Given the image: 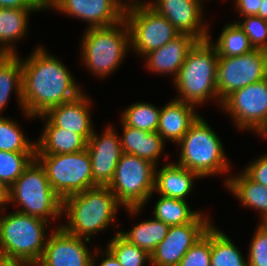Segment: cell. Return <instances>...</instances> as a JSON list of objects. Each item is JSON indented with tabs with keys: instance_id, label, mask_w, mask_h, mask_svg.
<instances>
[{
	"instance_id": "obj_9",
	"label": "cell",
	"mask_w": 267,
	"mask_h": 266,
	"mask_svg": "<svg viewBox=\"0 0 267 266\" xmlns=\"http://www.w3.org/2000/svg\"><path fill=\"white\" fill-rule=\"evenodd\" d=\"M35 158L62 200L93 187L92 163L87 149L77 153L35 154Z\"/></svg>"
},
{
	"instance_id": "obj_25",
	"label": "cell",
	"mask_w": 267,
	"mask_h": 266,
	"mask_svg": "<svg viewBox=\"0 0 267 266\" xmlns=\"http://www.w3.org/2000/svg\"><path fill=\"white\" fill-rule=\"evenodd\" d=\"M225 187L233 194L243 207L259 211L262 221L267 217V187L252 180L243 170L230 175Z\"/></svg>"
},
{
	"instance_id": "obj_37",
	"label": "cell",
	"mask_w": 267,
	"mask_h": 266,
	"mask_svg": "<svg viewBox=\"0 0 267 266\" xmlns=\"http://www.w3.org/2000/svg\"><path fill=\"white\" fill-rule=\"evenodd\" d=\"M256 227L247 254V265L267 266V231L261 224Z\"/></svg>"
},
{
	"instance_id": "obj_29",
	"label": "cell",
	"mask_w": 267,
	"mask_h": 266,
	"mask_svg": "<svg viewBox=\"0 0 267 266\" xmlns=\"http://www.w3.org/2000/svg\"><path fill=\"white\" fill-rule=\"evenodd\" d=\"M186 200L159 196L154 205V218L161 220L168 226L182 225L193 222L202 211L191 210Z\"/></svg>"
},
{
	"instance_id": "obj_43",
	"label": "cell",
	"mask_w": 267,
	"mask_h": 266,
	"mask_svg": "<svg viewBox=\"0 0 267 266\" xmlns=\"http://www.w3.org/2000/svg\"><path fill=\"white\" fill-rule=\"evenodd\" d=\"M9 188L0 180V209L7 207Z\"/></svg>"
},
{
	"instance_id": "obj_23",
	"label": "cell",
	"mask_w": 267,
	"mask_h": 266,
	"mask_svg": "<svg viewBox=\"0 0 267 266\" xmlns=\"http://www.w3.org/2000/svg\"><path fill=\"white\" fill-rule=\"evenodd\" d=\"M121 124L123 128L120 136L122 153L135 155L156 166L159 165L158 160L165 148V141L159 133L131 128L122 121Z\"/></svg>"
},
{
	"instance_id": "obj_44",
	"label": "cell",
	"mask_w": 267,
	"mask_h": 266,
	"mask_svg": "<svg viewBox=\"0 0 267 266\" xmlns=\"http://www.w3.org/2000/svg\"><path fill=\"white\" fill-rule=\"evenodd\" d=\"M0 266H37V264L28 261H7L0 259Z\"/></svg>"
},
{
	"instance_id": "obj_17",
	"label": "cell",
	"mask_w": 267,
	"mask_h": 266,
	"mask_svg": "<svg viewBox=\"0 0 267 266\" xmlns=\"http://www.w3.org/2000/svg\"><path fill=\"white\" fill-rule=\"evenodd\" d=\"M46 8L86 21L87 28L110 27L124 19L111 0H46Z\"/></svg>"
},
{
	"instance_id": "obj_39",
	"label": "cell",
	"mask_w": 267,
	"mask_h": 266,
	"mask_svg": "<svg viewBox=\"0 0 267 266\" xmlns=\"http://www.w3.org/2000/svg\"><path fill=\"white\" fill-rule=\"evenodd\" d=\"M0 8L47 9L46 0H0Z\"/></svg>"
},
{
	"instance_id": "obj_41",
	"label": "cell",
	"mask_w": 267,
	"mask_h": 266,
	"mask_svg": "<svg viewBox=\"0 0 267 266\" xmlns=\"http://www.w3.org/2000/svg\"><path fill=\"white\" fill-rule=\"evenodd\" d=\"M113 5L118 9V11L123 15H127L137 9L149 5L150 2H141V0H111Z\"/></svg>"
},
{
	"instance_id": "obj_47",
	"label": "cell",
	"mask_w": 267,
	"mask_h": 266,
	"mask_svg": "<svg viewBox=\"0 0 267 266\" xmlns=\"http://www.w3.org/2000/svg\"><path fill=\"white\" fill-rule=\"evenodd\" d=\"M263 138H267V130L262 134Z\"/></svg>"
},
{
	"instance_id": "obj_30",
	"label": "cell",
	"mask_w": 267,
	"mask_h": 266,
	"mask_svg": "<svg viewBox=\"0 0 267 266\" xmlns=\"http://www.w3.org/2000/svg\"><path fill=\"white\" fill-rule=\"evenodd\" d=\"M222 29L215 44L214 41L211 42L218 57L240 56L254 49L248 36L236 22L226 24Z\"/></svg>"
},
{
	"instance_id": "obj_18",
	"label": "cell",
	"mask_w": 267,
	"mask_h": 266,
	"mask_svg": "<svg viewBox=\"0 0 267 266\" xmlns=\"http://www.w3.org/2000/svg\"><path fill=\"white\" fill-rule=\"evenodd\" d=\"M91 102L83 92L76 99L52 107L43 115L54 126L73 131L88 141L95 131L90 114Z\"/></svg>"
},
{
	"instance_id": "obj_4",
	"label": "cell",
	"mask_w": 267,
	"mask_h": 266,
	"mask_svg": "<svg viewBox=\"0 0 267 266\" xmlns=\"http://www.w3.org/2000/svg\"><path fill=\"white\" fill-rule=\"evenodd\" d=\"M6 211V207L0 209V259L37 264L48 239L47 224L52 223L18 211L9 214Z\"/></svg>"
},
{
	"instance_id": "obj_3",
	"label": "cell",
	"mask_w": 267,
	"mask_h": 266,
	"mask_svg": "<svg viewBox=\"0 0 267 266\" xmlns=\"http://www.w3.org/2000/svg\"><path fill=\"white\" fill-rule=\"evenodd\" d=\"M210 37L208 34L206 40L197 41L188 52L173 81L179 93L175 99L198 107L212 99L222 104L217 92L218 54Z\"/></svg>"
},
{
	"instance_id": "obj_28",
	"label": "cell",
	"mask_w": 267,
	"mask_h": 266,
	"mask_svg": "<svg viewBox=\"0 0 267 266\" xmlns=\"http://www.w3.org/2000/svg\"><path fill=\"white\" fill-rule=\"evenodd\" d=\"M242 252L225 232L211 225V266H248Z\"/></svg>"
},
{
	"instance_id": "obj_36",
	"label": "cell",
	"mask_w": 267,
	"mask_h": 266,
	"mask_svg": "<svg viewBox=\"0 0 267 266\" xmlns=\"http://www.w3.org/2000/svg\"><path fill=\"white\" fill-rule=\"evenodd\" d=\"M236 22L248 36L254 49L267 51V21L259 16H244Z\"/></svg>"
},
{
	"instance_id": "obj_6",
	"label": "cell",
	"mask_w": 267,
	"mask_h": 266,
	"mask_svg": "<svg viewBox=\"0 0 267 266\" xmlns=\"http://www.w3.org/2000/svg\"><path fill=\"white\" fill-rule=\"evenodd\" d=\"M82 38V63L93 76L103 79L119 68L131 49L125 19L110 27L86 28Z\"/></svg>"
},
{
	"instance_id": "obj_7",
	"label": "cell",
	"mask_w": 267,
	"mask_h": 266,
	"mask_svg": "<svg viewBox=\"0 0 267 266\" xmlns=\"http://www.w3.org/2000/svg\"><path fill=\"white\" fill-rule=\"evenodd\" d=\"M13 203L19 205L16 211L50 223L63 217V200L50 186L44 167L36 158L9 187L7 204Z\"/></svg>"
},
{
	"instance_id": "obj_46",
	"label": "cell",
	"mask_w": 267,
	"mask_h": 266,
	"mask_svg": "<svg viewBox=\"0 0 267 266\" xmlns=\"http://www.w3.org/2000/svg\"><path fill=\"white\" fill-rule=\"evenodd\" d=\"M259 223L266 229L267 231V217L263 219L262 221H259Z\"/></svg>"
},
{
	"instance_id": "obj_38",
	"label": "cell",
	"mask_w": 267,
	"mask_h": 266,
	"mask_svg": "<svg viewBox=\"0 0 267 266\" xmlns=\"http://www.w3.org/2000/svg\"><path fill=\"white\" fill-rule=\"evenodd\" d=\"M243 171L255 182L267 187V153L254 159Z\"/></svg>"
},
{
	"instance_id": "obj_10",
	"label": "cell",
	"mask_w": 267,
	"mask_h": 266,
	"mask_svg": "<svg viewBox=\"0 0 267 266\" xmlns=\"http://www.w3.org/2000/svg\"><path fill=\"white\" fill-rule=\"evenodd\" d=\"M239 130L262 135L267 130V78L233 91L221 104Z\"/></svg>"
},
{
	"instance_id": "obj_27",
	"label": "cell",
	"mask_w": 267,
	"mask_h": 266,
	"mask_svg": "<svg viewBox=\"0 0 267 266\" xmlns=\"http://www.w3.org/2000/svg\"><path fill=\"white\" fill-rule=\"evenodd\" d=\"M135 225L131 230L119 231L129 243L147 251L150 255L167 235L169 226L154 217Z\"/></svg>"
},
{
	"instance_id": "obj_45",
	"label": "cell",
	"mask_w": 267,
	"mask_h": 266,
	"mask_svg": "<svg viewBox=\"0 0 267 266\" xmlns=\"http://www.w3.org/2000/svg\"><path fill=\"white\" fill-rule=\"evenodd\" d=\"M258 16L267 21V0L262 1Z\"/></svg>"
},
{
	"instance_id": "obj_16",
	"label": "cell",
	"mask_w": 267,
	"mask_h": 266,
	"mask_svg": "<svg viewBox=\"0 0 267 266\" xmlns=\"http://www.w3.org/2000/svg\"><path fill=\"white\" fill-rule=\"evenodd\" d=\"M92 163L93 187L109 186L122 155L119 133L108 125L101 136L93 132L87 141Z\"/></svg>"
},
{
	"instance_id": "obj_34",
	"label": "cell",
	"mask_w": 267,
	"mask_h": 266,
	"mask_svg": "<svg viewBox=\"0 0 267 266\" xmlns=\"http://www.w3.org/2000/svg\"><path fill=\"white\" fill-rule=\"evenodd\" d=\"M34 158L35 152H7L0 150V180L9 188Z\"/></svg>"
},
{
	"instance_id": "obj_35",
	"label": "cell",
	"mask_w": 267,
	"mask_h": 266,
	"mask_svg": "<svg viewBox=\"0 0 267 266\" xmlns=\"http://www.w3.org/2000/svg\"><path fill=\"white\" fill-rule=\"evenodd\" d=\"M178 266H211V226L188 250Z\"/></svg>"
},
{
	"instance_id": "obj_33",
	"label": "cell",
	"mask_w": 267,
	"mask_h": 266,
	"mask_svg": "<svg viewBox=\"0 0 267 266\" xmlns=\"http://www.w3.org/2000/svg\"><path fill=\"white\" fill-rule=\"evenodd\" d=\"M109 241L106 246L117 258L121 266H144L146 261L150 263V254L129 243L119 234V231Z\"/></svg>"
},
{
	"instance_id": "obj_40",
	"label": "cell",
	"mask_w": 267,
	"mask_h": 266,
	"mask_svg": "<svg viewBox=\"0 0 267 266\" xmlns=\"http://www.w3.org/2000/svg\"><path fill=\"white\" fill-rule=\"evenodd\" d=\"M262 1L263 0H234V5L241 17L258 16Z\"/></svg>"
},
{
	"instance_id": "obj_22",
	"label": "cell",
	"mask_w": 267,
	"mask_h": 266,
	"mask_svg": "<svg viewBox=\"0 0 267 266\" xmlns=\"http://www.w3.org/2000/svg\"><path fill=\"white\" fill-rule=\"evenodd\" d=\"M36 118H41L45 124L43 133L35 141V154L77 153L86 149L87 141L81 135L54 126L44 115Z\"/></svg>"
},
{
	"instance_id": "obj_8",
	"label": "cell",
	"mask_w": 267,
	"mask_h": 266,
	"mask_svg": "<svg viewBox=\"0 0 267 266\" xmlns=\"http://www.w3.org/2000/svg\"><path fill=\"white\" fill-rule=\"evenodd\" d=\"M156 165L122 153L109 189L129 215H137L154 194Z\"/></svg>"
},
{
	"instance_id": "obj_31",
	"label": "cell",
	"mask_w": 267,
	"mask_h": 266,
	"mask_svg": "<svg viewBox=\"0 0 267 266\" xmlns=\"http://www.w3.org/2000/svg\"><path fill=\"white\" fill-rule=\"evenodd\" d=\"M161 108L152 103L137 102L127 106L121 114V121L131 128L157 132Z\"/></svg>"
},
{
	"instance_id": "obj_13",
	"label": "cell",
	"mask_w": 267,
	"mask_h": 266,
	"mask_svg": "<svg viewBox=\"0 0 267 266\" xmlns=\"http://www.w3.org/2000/svg\"><path fill=\"white\" fill-rule=\"evenodd\" d=\"M212 224V220L202 212L191 223L169 226L166 237L150 255V266H178Z\"/></svg>"
},
{
	"instance_id": "obj_32",
	"label": "cell",
	"mask_w": 267,
	"mask_h": 266,
	"mask_svg": "<svg viewBox=\"0 0 267 266\" xmlns=\"http://www.w3.org/2000/svg\"><path fill=\"white\" fill-rule=\"evenodd\" d=\"M19 123L0 116V150L7 152H35L36 142L27 139Z\"/></svg>"
},
{
	"instance_id": "obj_1",
	"label": "cell",
	"mask_w": 267,
	"mask_h": 266,
	"mask_svg": "<svg viewBox=\"0 0 267 266\" xmlns=\"http://www.w3.org/2000/svg\"><path fill=\"white\" fill-rule=\"evenodd\" d=\"M22 62L24 117L35 119L50 108L76 99L84 91L60 59L37 46Z\"/></svg>"
},
{
	"instance_id": "obj_24",
	"label": "cell",
	"mask_w": 267,
	"mask_h": 266,
	"mask_svg": "<svg viewBox=\"0 0 267 266\" xmlns=\"http://www.w3.org/2000/svg\"><path fill=\"white\" fill-rule=\"evenodd\" d=\"M46 9L0 8V54L14 55L17 42L27 35L29 15Z\"/></svg>"
},
{
	"instance_id": "obj_19",
	"label": "cell",
	"mask_w": 267,
	"mask_h": 266,
	"mask_svg": "<svg viewBox=\"0 0 267 266\" xmlns=\"http://www.w3.org/2000/svg\"><path fill=\"white\" fill-rule=\"evenodd\" d=\"M197 41L189 34H179L161 48L147 53L143 57L146 60V67L156 74L173 75L174 80L186 60L188 52Z\"/></svg>"
},
{
	"instance_id": "obj_21",
	"label": "cell",
	"mask_w": 267,
	"mask_h": 266,
	"mask_svg": "<svg viewBox=\"0 0 267 266\" xmlns=\"http://www.w3.org/2000/svg\"><path fill=\"white\" fill-rule=\"evenodd\" d=\"M159 170V171H158ZM201 177L194 171L168 162L155 170L154 192L161 196L185 200L193 189V183Z\"/></svg>"
},
{
	"instance_id": "obj_15",
	"label": "cell",
	"mask_w": 267,
	"mask_h": 266,
	"mask_svg": "<svg viewBox=\"0 0 267 266\" xmlns=\"http://www.w3.org/2000/svg\"><path fill=\"white\" fill-rule=\"evenodd\" d=\"M204 0H154L149 6L164 16L180 34H189L198 41L206 40L209 24L203 22ZM204 20V21H203Z\"/></svg>"
},
{
	"instance_id": "obj_20",
	"label": "cell",
	"mask_w": 267,
	"mask_h": 266,
	"mask_svg": "<svg viewBox=\"0 0 267 266\" xmlns=\"http://www.w3.org/2000/svg\"><path fill=\"white\" fill-rule=\"evenodd\" d=\"M195 108V105L177 99L161 107L157 132L162 139L177 144L200 116Z\"/></svg>"
},
{
	"instance_id": "obj_12",
	"label": "cell",
	"mask_w": 267,
	"mask_h": 266,
	"mask_svg": "<svg viewBox=\"0 0 267 266\" xmlns=\"http://www.w3.org/2000/svg\"><path fill=\"white\" fill-rule=\"evenodd\" d=\"M130 32V45L136 54L144 57L177 37L180 33L149 5L124 16Z\"/></svg>"
},
{
	"instance_id": "obj_26",
	"label": "cell",
	"mask_w": 267,
	"mask_h": 266,
	"mask_svg": "<svg viewBox=\"0 0 267 266\" xmlns=\"http://www.w3.org/2000/svg\"><path fill=\"white\" fill-rule=\"evenodd\" d=\"M22 62L18 54H0V116L6 109L10 95L14 92L18 107L23 113L22 103Z\"/></svg>"
},
{
	"instance_id": "obj_11",
	"label": "cell",
	"mask_w": 267,
	"mask_h": 266,
	"mask_svg": "<svg viewBox=\"0 0 267 266\" xmlns=\"http://www.w3.org/2000/svg\"><path fill=\"white\" fill-rule=\"evenodd\" d=\"M267 78V51L253 49L240 56L218 57L217 92L222 102L233 91Z\"/></svg>"
},
{
	"instance_id": "obj_2",
	"label": "cell",
	"mask_w": 267,
	"mask_h": 266,
	"mask_svg": "<svg viewBox=\"0 0 267 266\" xmlns=\"http://www.w3.org/2000/svg\"><path fill=\"white\" fill-rule=\"evenodd\" d=\"M120 206L108 186H95L63 200L67 221L60 225L67 233L90 240L113 223Z\"/></svg>"
},
{
	"instance_id": "obj_5",
	"label": "cell",
	"mask_w": 267,
	"mask_h": 266,
	"mask_svg": "<svg viewBox=\"0 0 267 266\" xmlns=\"http://www.w3.org/2000/svg\"><path fill=\"white\" fill-rule=\"evenodd\" d=\"M176 145L181 149L176 164L196 172L201 178L226 173L227 179L224 184L227 183L231 163L225 155L218 134L203 116L198 117Z\"/></svg>"
},
{
	"instance_id": "obj_14",
	"label": "cell",
	"mask_w": 267,
	"mask_h": 266,
	"mask_svg": "<svg viewBox=\"0 0 267 266\" xmlns=\"http://www.w3.org/2000/svg\"><path fill=\"white\" fill-rule=\"evenodd\" d=\"M90 240L67 233L60 225L54 228L37 266H92Z\"/></svg>"
},
{
	"instance_id": "obj_42",
	"label": "cell",
	"mask_w": 267,
	"mask_h": 266,
	"mask_svg": "<svg viewBox=\"0 0 267 266\" xmlns=\"http://www.w3.org/2000/svg\"><path fill=\"white\" fill-rule=\"evenodd\" d=\"M98 251H99V254L102 255L100 257H103L99 266H121L117 258L113 255V253L107 247H106V250H103V251H101L100 249L99 250L95 249L94 251L95 253H93V255H95L96 257L93 256L92 258V266H96V260L99 257L98 255H96Z\"/></svg>"
}]
</instances>
